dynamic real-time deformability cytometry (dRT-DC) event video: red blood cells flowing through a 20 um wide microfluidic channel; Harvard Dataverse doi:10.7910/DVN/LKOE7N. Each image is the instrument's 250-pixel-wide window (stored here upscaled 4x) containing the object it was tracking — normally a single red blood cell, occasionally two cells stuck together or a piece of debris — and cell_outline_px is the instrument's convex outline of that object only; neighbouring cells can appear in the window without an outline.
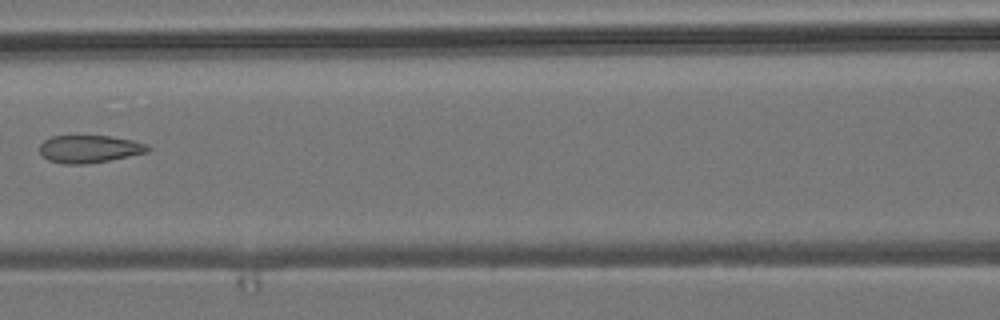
{"species": "common noctule bat (a hibernating species)", "species_latin": "Nyctalus noctula", "temperature_condition": "room temperature", "stored_images_in_passage": 7, "camera_frame_rate_fps": 3000, "um_per_image_px": 0.085, "animal": {"sex": "male", "body_mass_g": 19.2, "forearm_length_mm": 51.8}, "frame": {"image": 1, "passage_image": 7, "time_ms": 2.0, "image_size_px": [1000, 320], "cell_outline_px": [[152, 148], [148, 152], [108, 160], [84, 164], [64, 164], [48, 160], [40, 152], [40, 144], [44, 140], [52, 136], [108, 136], [132, 140], [148, 144]], "centroid_in_image_um": [7.61, 12.66], "position_along_channel_um": 159.0, "area_um2": 17.28}}